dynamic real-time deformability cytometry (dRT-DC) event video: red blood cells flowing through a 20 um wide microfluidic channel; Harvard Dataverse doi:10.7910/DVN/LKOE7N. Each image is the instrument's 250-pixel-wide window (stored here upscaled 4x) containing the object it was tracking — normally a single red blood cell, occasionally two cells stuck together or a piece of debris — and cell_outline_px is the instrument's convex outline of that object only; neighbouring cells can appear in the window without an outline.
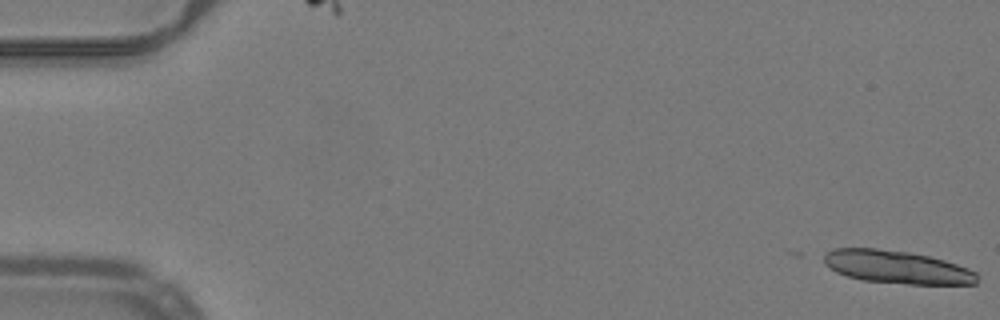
{"species": "common noctule bat (a hibernating species)", "species_latin": "Nyctalus noctula", "temperature_condition": "warm", "stored_images_in_passage": 10, "camera_frame_rate_fps": 3000, "um_per_image_px": 0.085, "animal": {"sex": "male", "body_mass_g": 19.2, "forearm_length_mm": 51.8}, "frame": {"image": 1, "passage_image": 1, "time_ms": 0.0, "image_size_px": [1000, 320], "cell_outline_px": [[976, 284], [908, 284], [864, 280], [848, 276], [836, 272], [824, 264], [824, 256], [832, 248], [876, 248], [908, 252], [928, 256], [944, 260], [968, 268], [976, 272]], "centroid_in_image_um": [76.22, 22.7], "position_along_channel_um": 8.8, "area_um2": 29.19}}